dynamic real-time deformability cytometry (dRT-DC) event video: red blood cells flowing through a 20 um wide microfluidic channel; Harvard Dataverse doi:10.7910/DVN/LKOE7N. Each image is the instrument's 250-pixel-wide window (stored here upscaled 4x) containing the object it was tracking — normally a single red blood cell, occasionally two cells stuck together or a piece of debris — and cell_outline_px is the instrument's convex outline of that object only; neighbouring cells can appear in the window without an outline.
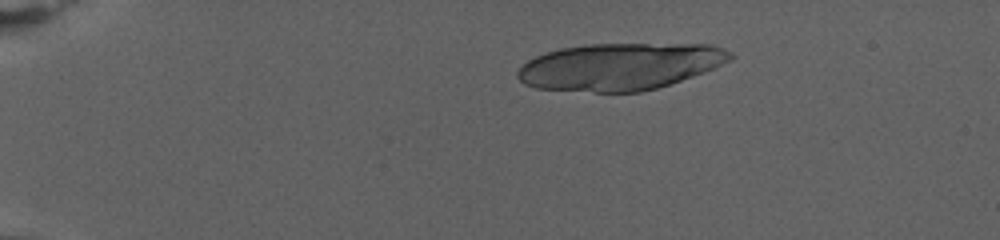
{"species": "human", "species_latin": "Homo sapiens", "temperature_condition": "warm", "stored_images_in_passage": 32, "camera_frame_rate_fps": 3000, "um_per_image_px": 0.085, "donor": {"sex": "female"}, "frame": {"image": 1, "passage_image": 16, "time_ms": 5.0, "image_size_px": [1000, 240], "cell_outline_px": [[736, 56], [732, 60], [704, 72], [656, 88], [640, 92], [596, 92], [536, 88], [524, 84], [516, 76], [516, 72], [528, 60], [536, 56], [560, 48], [584, 44], [708, 44], [724, 48], [732, 52]], "centroid_in_image_um": [52.71, 5.65], "position_along_channel_um": 32.3, "area_um2": 58.26}}